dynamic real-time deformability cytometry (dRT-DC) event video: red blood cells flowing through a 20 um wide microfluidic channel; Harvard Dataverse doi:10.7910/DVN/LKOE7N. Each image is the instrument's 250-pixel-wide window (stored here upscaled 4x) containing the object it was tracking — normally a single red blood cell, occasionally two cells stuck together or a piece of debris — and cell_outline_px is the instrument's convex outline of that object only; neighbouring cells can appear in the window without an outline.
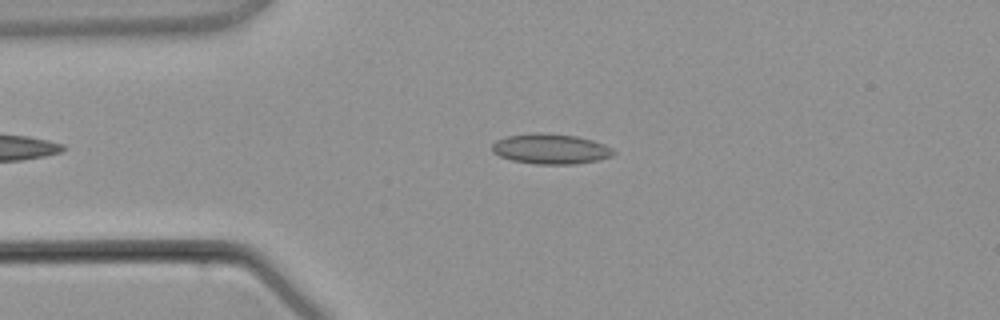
{"species": "common noctule bat (a hibernating species)", "species_latin": "Nyctalus noctula", "temperature_condition": "warm", "stored_images_in_passage": 3, "camera_frame_rate_fps": 3000, "um_per_image_px": 0.085, "animal": {"sex": "male", "body_mass_g": 21.5, "forearm_length_mm": 52.0}, "frame": {"image": 1, "passage_image": 2, "time_ms": 1.0, "image_size_px": [1000, 320], "cell_outline_px": [[616, 152], [612, 156], [600, 160], [572, 164], [536, 164], [512, 160], [500, 156], [492, 152], [492, 144], [496, 140], [508, 136], [536, 132], [540, 132], [576, 136], [592, 140], [604, 144], [612, 148]], "centroid_in_image_um": [46.81, 12.65], "position_along_channel_um": 38.2, "area_um2": 21.39}}
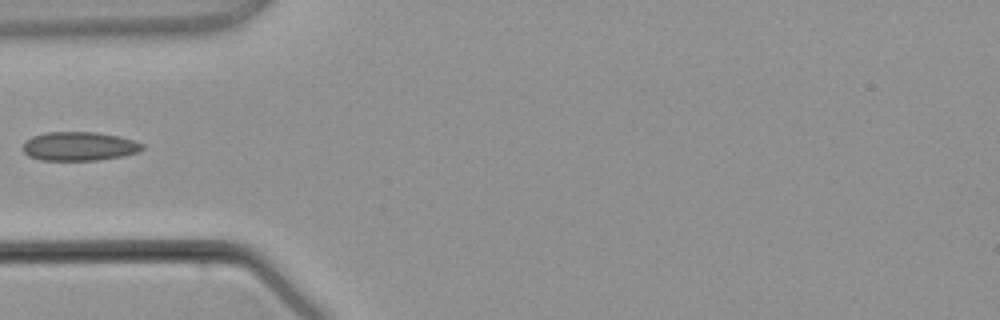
{"frame": {"image": 2, "passage_image": 3, "time_ms": 2.333, "image_size_px": [1000, 320], "cell_outline_px": [[144, 148], [136, 152], [120, 156], [96, 160], [40, 160], [28, 156], [24, 152], [24, 144], [32, 136], [44, 132], [96, 132], [116, 136], [132, 140], [144, 144]], "centroid_in_image_um": [6.7, 12.43], "position_along_channel_um": 78.3, "area_um2": 19.83}}